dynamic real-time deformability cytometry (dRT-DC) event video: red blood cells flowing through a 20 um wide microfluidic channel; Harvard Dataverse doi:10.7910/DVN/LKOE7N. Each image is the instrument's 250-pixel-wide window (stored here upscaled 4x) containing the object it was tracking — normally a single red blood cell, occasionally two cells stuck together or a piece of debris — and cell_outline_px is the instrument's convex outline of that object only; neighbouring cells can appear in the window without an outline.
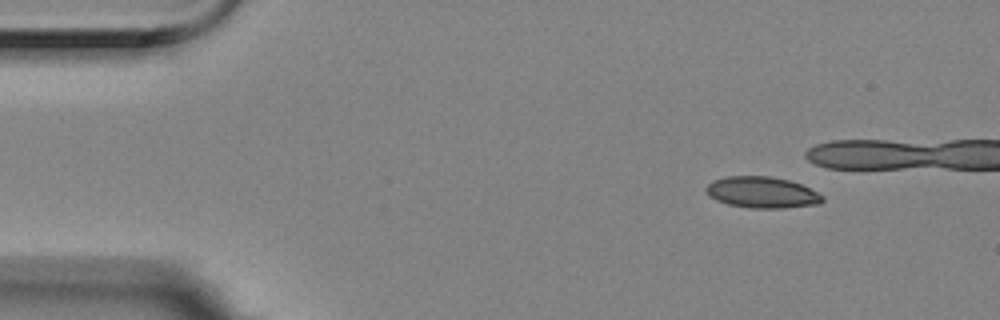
{"species": "Egyptian fruit bat (a non-hibernating species)", "species_latin": "Rousettus aegyptiacus", "temperature_condition": "room temperature", "stored_images_in_passage": 40, "camera_frame_rate_fps": 3000, "um_per_image_px": 0.085, "animal": {"sex": "female"}, "frame": {"image": 1, "passage_image": 1, "time_ms": 0.0, "image_size_px": [1000, 320], "cell_outline_px": [[824, 200], [820, 204], [780, 208], [752, 208], [728, 204], [716, 200], [708, 196], [704, 192], [704, 188], [712, 180], [724, 176], [768, 176], [788, 180], [800, 184], [824, 196]], "centroid_in_image_um": [64.72, 16.35], "position_along_channel_um": 20.3, "area_um2": 21.27}}
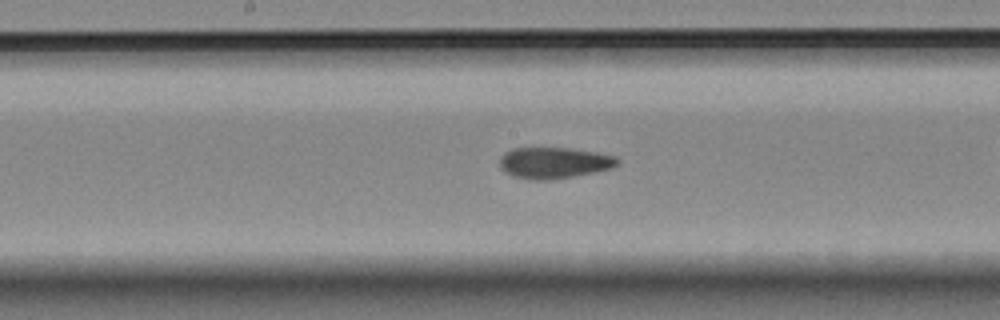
{"frame": {"image": 2, "passage_image": 23, "time_ms": 7.333, "image_size_px": [1000, 320], "cell_outline_px": [[620, 164], [612, 168], [596, 172], [552, 180], [532, 180], [512, 176], [504, 172], [500, 168], [500, 156], [504, 152], [512, 148], [568, 148], [596, 152], [616, 156], [620, 160]], "centroid_in_image_um": [47.09, 13.84], "position_along_channel_um": 201.1, "area_um2": 21.73}}
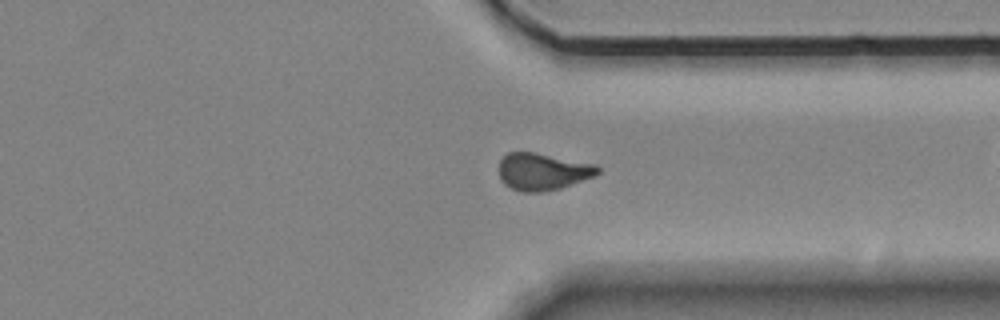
{"frame": {"image": 3, "passage_image": 37, "time_ms": 12.0, "image_size_px": [1000, 320], "cell_outline_px": [[600, 172], [592, 176], [560, 188], [544, 192], [520, 192], [504, 184], [500, 180], [500, 160], [508, 152], [536, 152], [596, 164], [600, 168]], "centroid_in_image_um": [46.11, 14.58], "position_along_channel_um": 365.3, "area_um2": 21.33}}